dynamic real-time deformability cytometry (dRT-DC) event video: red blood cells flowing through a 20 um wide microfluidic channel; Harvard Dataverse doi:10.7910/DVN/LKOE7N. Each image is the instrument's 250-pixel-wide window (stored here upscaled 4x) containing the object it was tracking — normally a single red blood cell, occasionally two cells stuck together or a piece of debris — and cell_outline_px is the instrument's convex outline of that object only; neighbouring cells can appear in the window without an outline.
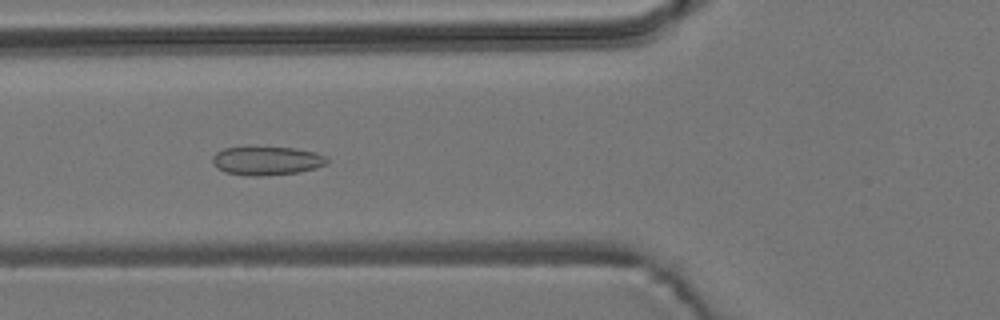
{"species": "common noctule bat (a hibernating species)", "species_latin": "Nyctalus noctula", "temperature_condition": "room temperature", "stored_images_in_passage": 50, "camera_frame_rate_fps": 3000, "um_per_image_px": 0.085, "animal": {"sex": "male", "body_mass_g": 19.2, "forearm_length_mm": 51.8}, "frame": {"image": 1, "passage_image": 21, "time_ms": 6.667, "image_size_px": [1000, 320], "cell_outline_px": [[328, 164], [316, 168], [300, 172], [260, 176], [252, 176], [224, 172], [216, 168], [212, 164], [212, 156], [216, 152], [224, 148], [296, 148], [316, 152], [324, 156], [328, 160]], "centroid_in_image_um": [22.67, 13.68], "position_along_channel_um": 103.1, "area_um2": 19.07}}
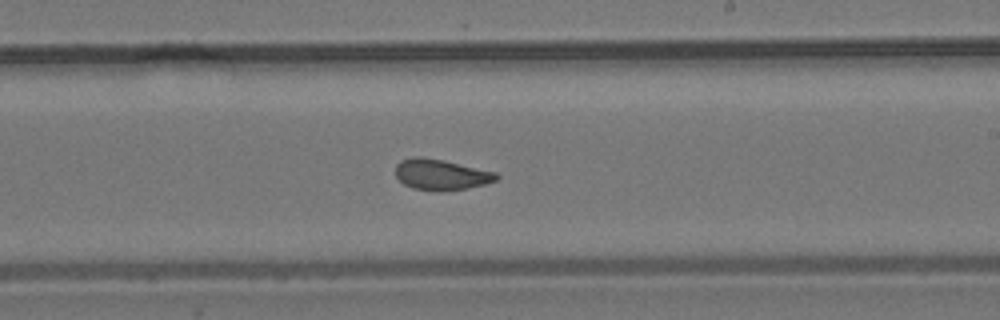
{"frame": {"image": 2, "passage_image": 33, "time_ms": 10.667, "image_size_px": [1000, 320], "cell_outline_px": [[500, 176], [496, 180], [484, 184], [468, 188], [444, 192], [412, 188], [404, 184], [396, 176], [396, 164], [400, 160], [416, 156], [420, 156], [444, 160], [496, 172]], "centroid_in_image_um": [37.49, 14.84], "position_along_channel_um": 251.5, "area_um2": 18.21}}
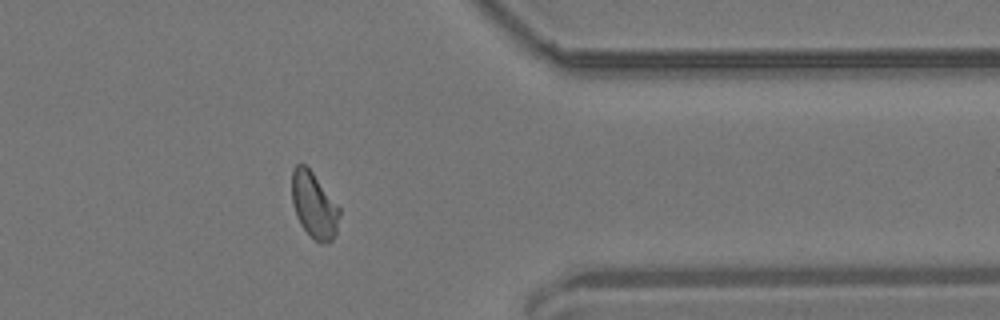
{"frame": {"image": 3, "passage_image": 45, "time_ms": 14.667, "image_size_px": [1000, 320], "cell_outline_px": [[340, 216], [336, 232], [332, 240], [328, 244], [320, 244], [300, 224], [296, 216], [292, 200], [292, 168], [296, 164], [304, 164], [312, 172], [340, 208]], "centroid_in_image_um": [26.69, 17.45], "position_along_channel_um": 384.7, "area_um2": 18.15}}